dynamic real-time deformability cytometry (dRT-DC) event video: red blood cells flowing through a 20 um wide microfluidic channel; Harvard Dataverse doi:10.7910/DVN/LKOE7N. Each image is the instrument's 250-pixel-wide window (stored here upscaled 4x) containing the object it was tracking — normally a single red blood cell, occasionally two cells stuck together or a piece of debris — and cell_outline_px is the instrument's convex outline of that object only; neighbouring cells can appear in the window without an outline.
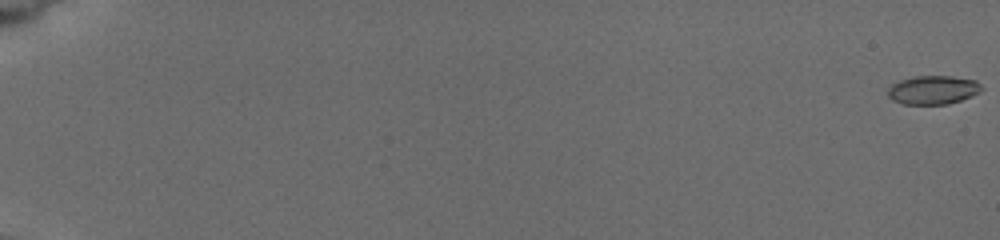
{"species": "common noctule bat (a hibernating species)", "species_latin": "Nyctalus noctula", "temperature_condition": "cold", "stored_images_in_passage": 34, "camera_frame_rate_fps": 3000, "um_per_image_px": 0.085, "animal": {"sex": "female", "body_mass_g": 19.5, "forearm_length_mm": 54.1}, "frame": {"image": 1, "passage_image": 1, "time_ms": 0.0, "image_size_px": [1000, 240], "cell_outline_px": [[984, 88], [980, 92], [972, 96], [948, 104], [904, 104], [892, 100], [888, 96], [888, 88], [892, 84], [900, 80], [912, 76], [952, 76], [976, 80]], "centroid_in_image_um": [79.32, 7.64], "position_along_channel_um": 5.7, "area_um2": 15.78}}
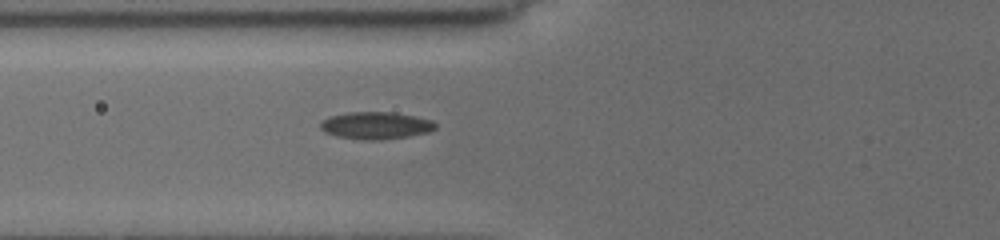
{"frame": {"image": 2, "passage_image": 24, "time_ms": 8.0, "image_size_px": [1000, 240], "cell_outline_px": [[436, 128], [428, 132], [408, 136], [380, 140], [360, 140], [336, 136], [324, 132], [320, 128], [320, 124], [328, 116], [348, 112], [388, 112], [416, 116], [432, 120], [436, 124]], "centroid_in_image_um": [31.92, 10.67], "position_along_channel_um": 93.9, "area_um2": 18.32}}
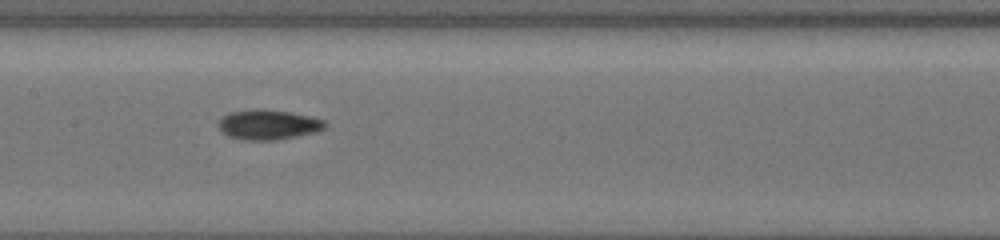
{"frame": {"image": 3, "passage_image": 33, "time_ms": 10.333, "image_size_px": [1000, 240], "cell_outline_px": [[328, 124], [324, 128], [316, 132], [276, 140], [244, 140], [228, 136], [216, 124], [220, 116], [228, 112], [256, 108], [264, 108], [312, 116], [324, 120]], "centroid_in_image_um": [22.77, 10.57], "position_along_channel_um": 184.6, "area_um2": 18.9}}